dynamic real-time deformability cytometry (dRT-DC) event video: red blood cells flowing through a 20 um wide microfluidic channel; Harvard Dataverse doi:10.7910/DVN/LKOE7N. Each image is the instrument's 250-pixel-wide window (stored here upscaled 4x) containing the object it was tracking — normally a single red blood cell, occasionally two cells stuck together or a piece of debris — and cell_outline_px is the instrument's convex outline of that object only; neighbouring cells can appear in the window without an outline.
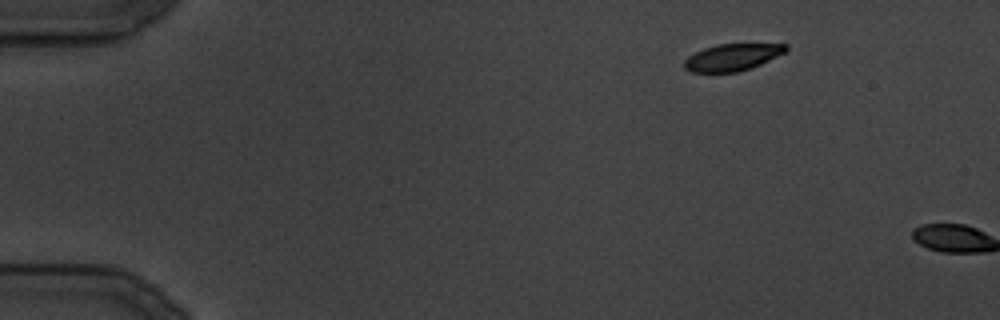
{"species": "common noctule bat (a hibernating species)", "species_latin": "Nyctalus noctula", "temperature_condition": "cold", "stored_images_in_passage": 2, "camera_frame_rate_fps": 3000, "um_per_image_px": 0.085, "animal": {"sex": "male", "body_mass_g": 19.5, "forearm_length_mm": 54.6}, "frame": {"image": 1, "passage_image": 1, "time_ms": 0.0, "image_size_px": [1000, 320], "cell_outline_px": [[788, 48], [784, 52], [752, 68], [736, 72], [692, 72], [684, 68], [684, 60], [688, 56], [704, 48], [716, 44], [788, 44]], "centroid_in_image_um": [62.22, 4.87], "position_along_channel_um": 22.8, "area_um2": 15.78}}